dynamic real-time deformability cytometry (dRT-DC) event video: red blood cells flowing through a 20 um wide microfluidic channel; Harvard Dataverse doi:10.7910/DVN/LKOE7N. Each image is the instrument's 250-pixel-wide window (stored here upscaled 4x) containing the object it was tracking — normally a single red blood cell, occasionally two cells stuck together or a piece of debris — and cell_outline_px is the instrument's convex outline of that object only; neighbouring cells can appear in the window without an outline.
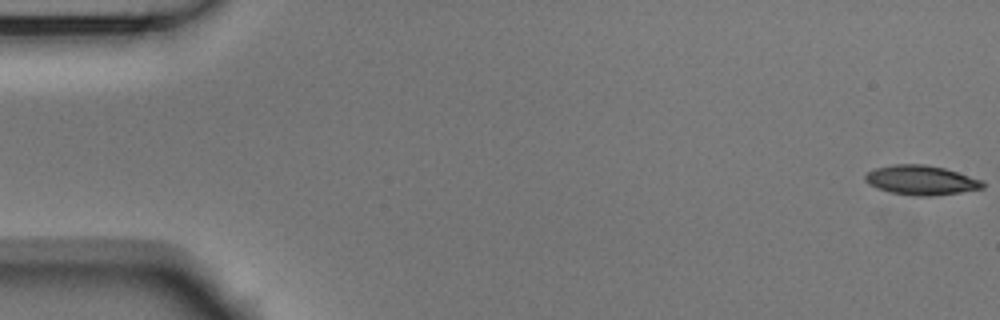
{"species": "Egyptian fruit bat (a non-hibernating species)", "species_latin": "Rousettus aegyptiacus", "temperature_condition": "room temperature", "stored_images_in_passage": 12, "camera_frame_rate_fps": 3000, "um_per_image_px": 0.085, "animal": {"sex": "male"}, "frame": {"image": 1, "passage_image": 1, "time_ms": 0.0, "image_size_px": [1000, 320], "cell_outline_px": [[984, 188], [960, 192], [932, 196], [912, 196], [888, 192], [876, 188], [868, 184], [864, 180], [864, 176], [868, 172], [876, 168], [896, 164], [924, 164], [944, 168], [984, 180]], "centroid_in_image_um": [78.29, 15.32], "position_along_channel_um": 6.7, "area_um2": 20.35}}